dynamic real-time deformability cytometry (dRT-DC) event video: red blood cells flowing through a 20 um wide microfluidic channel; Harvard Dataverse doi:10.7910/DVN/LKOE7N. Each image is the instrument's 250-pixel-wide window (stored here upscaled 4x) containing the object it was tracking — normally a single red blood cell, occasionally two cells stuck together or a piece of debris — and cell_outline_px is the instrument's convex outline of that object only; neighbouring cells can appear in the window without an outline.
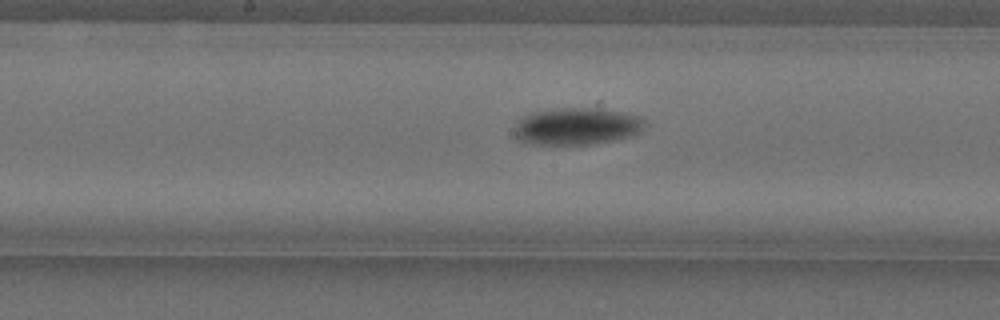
{"species": "Egyptian fruit bat (a non-hibernating species)", "species_latin": "Rousettus aegyptiacus", "temperature_condition": "cold", "stored_images_in_passage": 36, "camera_frame_rate_fps": 3000, "um_per_image_px": 0.085, "animal": {"sex": "female"}, "frame": {"image": 1, "passage_image": 19, "time_ms": 6.0, "image_size_px": [1000, 320], "cell_outline_px": [[628, 124], [624, 128], [612, 132], [588, 136], [540, 136], [528, 132], [528, 124], [536, 120], [548, 116], [596, 116], [620, 120]], "centroid_in_image_um": [48.84, 10.71], "position_along_channel_um": 199.4, "area_um2": 11.91}}
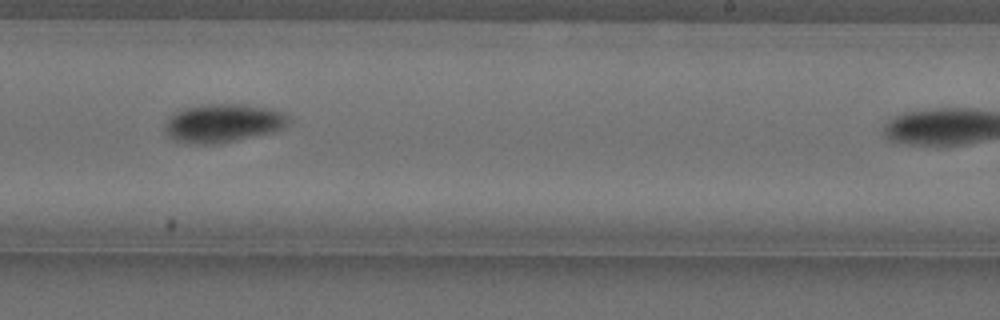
{"frame": {"image": 2, "passage_image": 25, "time_ms": 8.0, "image_size_px": [1000, 320], "cell_outline_px": [[272, 120], [268, 124], [260, 128], [236, 132], [180, 132], [176, 128], [176, 120], [180, 116], [192, 112], [244, 112], [268, 116]], "centroid_in_image_um": [18.76, 10.37], "position_along_channel_um": 270.2, "area_um2": 11.96}}
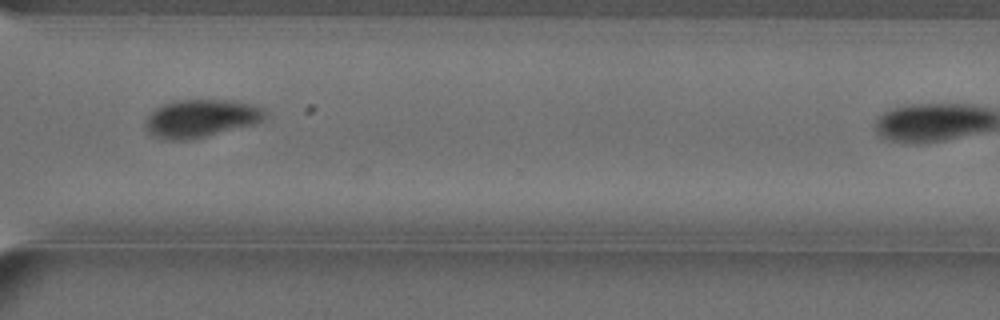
{"frame": {"image": 3, "passage_image": 32, "time_ms": 10.333, "image_size_px": [1000, 320], "cell_outline_px": [[252, 116], [244, 120], [196, 132], [168, 132], [160, 128], [156, 124], [156, 116], [160, 112], [168, 108], [180, 104], [208, 104], [240, 108], [252, 112]], "centroid_in_image_um": [16.91, 9.97], "position_along_channel_um": 353.7, "area_um2": 14.45}}